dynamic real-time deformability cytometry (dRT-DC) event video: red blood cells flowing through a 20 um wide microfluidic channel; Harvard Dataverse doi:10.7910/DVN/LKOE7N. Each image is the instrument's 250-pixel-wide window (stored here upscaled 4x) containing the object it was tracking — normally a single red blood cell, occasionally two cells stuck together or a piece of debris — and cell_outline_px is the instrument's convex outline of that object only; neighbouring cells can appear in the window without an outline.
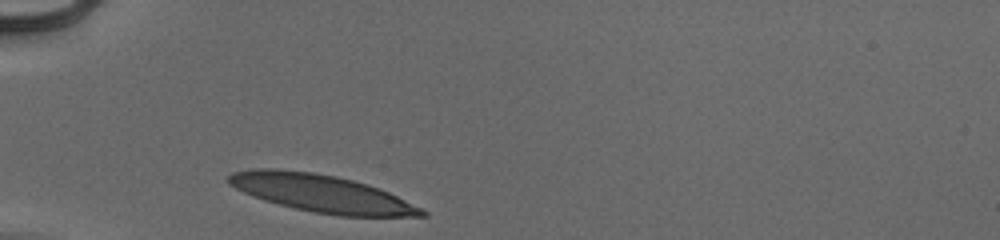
{"species": "human", "species_latin": "Homo sapiens", "temperature_condition": "cold", "stored_images_in_passage": 28, "camera_frame_rate_fps": 3000, "um_per_image_px": 0.085, "donor": {"sex": "male"}, "frame": {"image": 1, "passage_image": 1, "time_ms": 0.0, "image_size_px": [1000, 240], "cell_outline_px": [[428, 216], [340, 216], [312, 212], [264, 200], [252, 196], [228, 184], [228, 176], [232, 172], [260, 168], [276, 168], [312, 172], [336, 176], [368, 184], [380, 188], [428, 212]], "centroid_in_image_um": [27.31, 16.43], "position_along_channel_um": 57.7, "area_um2": 41.85}}
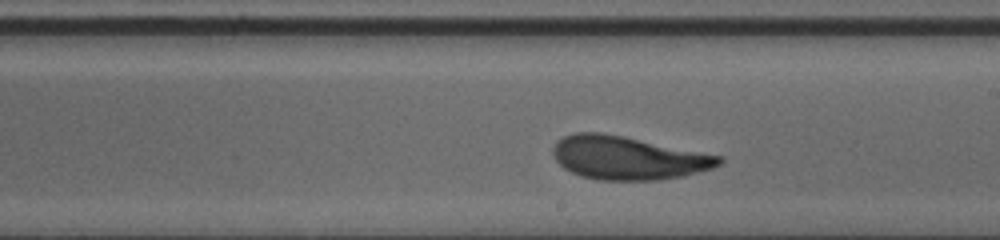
{"frame": {"image": 2, "passage_image": 16, "time_ms": 5.0, "image_size_px": [1000, 240], "cell_outline_px": [[724, 160], [720, 164], [712, 168], [684, 176], [656, 180], [600, 180], [580, 176], [564, 168], [556, 160], [552, 152], [552, 148], [556, 140], [564, 136], [576, 132], [600, 132], [624, 136], [724, 156]], "centroid_in_image_um": [53.38, 13.41], "position_along_channel_um": 235.6, "area_um2": 42.14}}
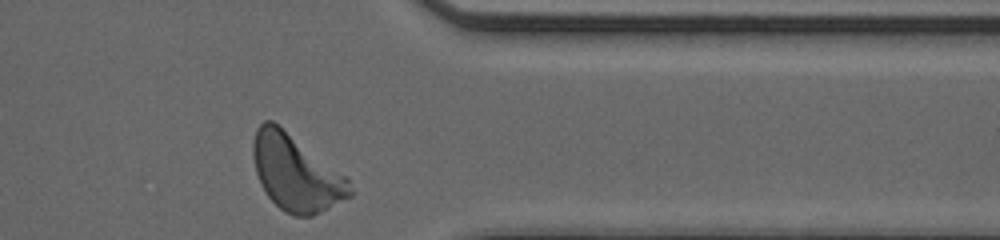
{"frame": {"image": 3, "passage_image": 28, "time_ms": 9.0, "image_size_px": [1000, 240], "cell_outline_px": [[352, 196], [312, 216], [292, 216], [284, 212], [268, 196], [256, 172], [252, 156], [252, 144], [256, 128], [264, 120], [272, 120], [348, 176], [352, 192]], "centroid_in_image_um": [25.16, 14.69], "position_along_channel_um": 386.2, "area_um2": 42.77}, "authors_computed_cell_mechanics": {"area_um2": 41.5293, "velocity_mm_per_s": 3.8915, "shape_relaxation_time_tau1_ms": 2.73, "shape_relaxation_time_tau2_ms": 1.2318, "deformation_change_tau1": 0.1742, "deformation_change_tau2": 0.0896}}